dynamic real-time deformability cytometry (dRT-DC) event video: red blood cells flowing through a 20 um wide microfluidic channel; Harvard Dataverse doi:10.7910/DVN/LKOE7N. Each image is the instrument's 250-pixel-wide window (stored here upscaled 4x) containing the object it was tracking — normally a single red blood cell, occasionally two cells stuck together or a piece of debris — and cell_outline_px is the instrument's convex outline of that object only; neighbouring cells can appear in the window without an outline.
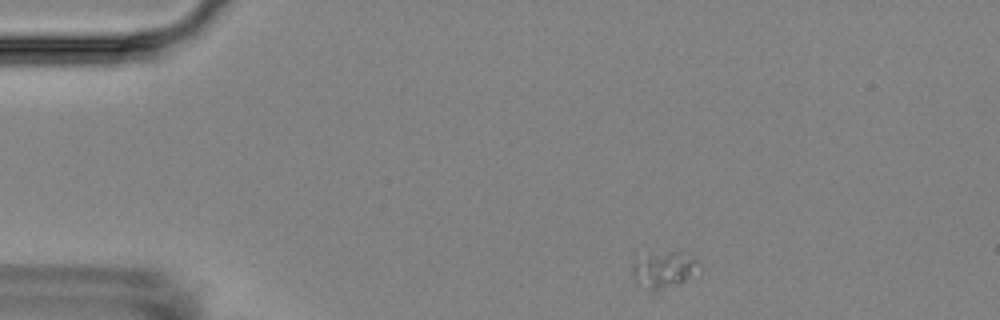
{"species": "Egyptian fruit bat (a non-hibernating species)", "species_latin": "Rousettus aegyptiacus", "temperature_condition": "room temperature", "stored_images_in_passage": 3, "camera_frame_rate_fps": 3000, "um_per_image_px": 0.085, "animal": {"sex": "female"}, "frame": {"image": 1, "passage_image": 1, "time_ms": 0.0, "image_size_px": [1000, 320], "cell_outline_px": [[696, 260], [684, 280], [660, 296], [652, 292], [636, 280], [632, 276], [632, 260], [648, 256], [672, 252], [680, 252], [692, 256]], "centroid_in_image_um": [56.29, 23.02], "position_along_channel_um": 28.7, "area_um2": 13.53}}